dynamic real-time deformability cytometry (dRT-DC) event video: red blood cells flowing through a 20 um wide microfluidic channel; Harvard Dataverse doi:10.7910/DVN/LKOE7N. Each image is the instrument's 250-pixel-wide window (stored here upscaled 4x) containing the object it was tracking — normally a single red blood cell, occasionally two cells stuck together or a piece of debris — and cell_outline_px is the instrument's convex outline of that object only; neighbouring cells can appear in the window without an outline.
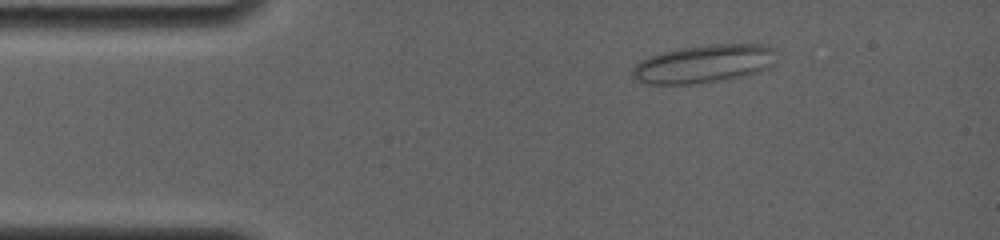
{"species": "common noctule bat (a hibernating species)", "species_latin": "Nyctalus noctula", "temperature_condition": "room temperature", "stored_images_in_passage": 36, "camera_frame_rate_fps": 4000, "um_per_image_px": 0.085, "animal": {"sex": "female", "body_mass_g": 19.0, "forearm_length_mm": 56.7}, "frame": {"image": 1, "passage_image": 1, "time_ms": 0.0, "image_size_px": [1000, 240], "cell_outline_px": [[780, 52], [772, 64], [768, 68], [744, 76], [688, 84], [648, 84], [640, 80], [632, 72], [632, 68], [640, 60], [664, 52], [680, 48], [716, 44], [768, 44], [776, 48]], "centroid_in_image_um": [59.93, 5.4], "position_along_channel_um": 25.1, "area_um2": 31.73}}
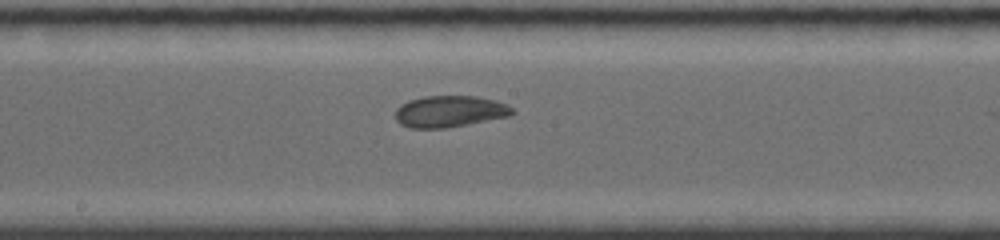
{"frame": {"image": 2, "passage_image": 17, "time_ms": 6.25, "image_size_px": [1000, 240], "cell_outline_px": [[516, 112], [508, 116], [444, 128], [412, 128], [400, 124], [396, 120], [396, 108], [400, 104], [408, 100], [424, 96], [476, 96], [496, 100], [508, 104]], "centroid_in_image_um": [38.21, 9.45], "position_along_channel_um": 210.0, "area_um2": 21.44}}
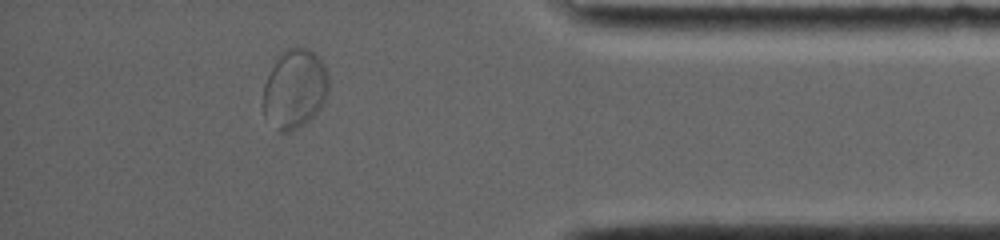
{"frame": {"image": 3, "passage_image": 32, "time_ms": 12.0, "image_size_px": [1000, 240], "cell_outline_px": [[328, 92], [320, 108], [308, 120], [296, 128], [288, 132], [276, 132], [264, 120], [264, 84], [272, 68], [284, 48], [308, 48], [324, 64], [328, 76]], "centroid_in_image_um": [25.02, 7.59], "position_along_channel_um": 410.2, "area_um2": 30.06}}